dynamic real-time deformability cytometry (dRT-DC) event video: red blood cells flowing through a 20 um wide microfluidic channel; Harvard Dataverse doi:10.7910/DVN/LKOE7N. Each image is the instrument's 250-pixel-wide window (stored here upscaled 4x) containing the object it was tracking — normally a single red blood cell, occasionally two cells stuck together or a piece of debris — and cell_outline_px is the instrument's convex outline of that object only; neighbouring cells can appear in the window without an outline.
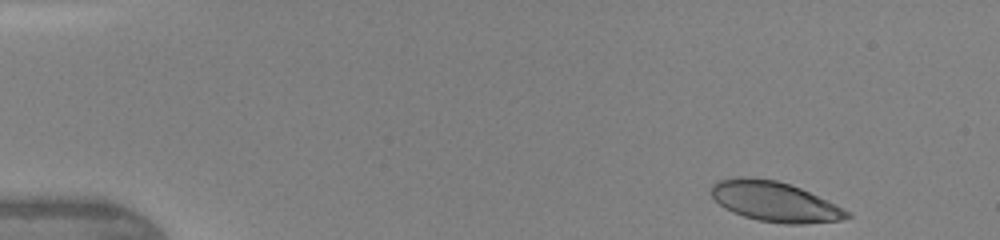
{"species": "human", "species_latin": "Homo sapiens", "temperature_condition": "warm", "stored_images_in_passage": 39, "camera_frame_rate_fps": 3000, "um_per_image_px": 0.085, "donor": {"sex": "female"}, "frame": {"image": 1, "passage_image": 1, "time_ms": 0.0, "image_size_px": [1000, 240], "cell_outline_px": [[852, 216], [840, 220], [804, 224], [784, 224], [756, 220], [732, 212], [724, 208], [712, 196], [712, 184], [720, 180], [744, 176], [776, 180], [800, 188], [836, 204], [852, 212]], "centroid_in_image_um": [65.88, 17.15], "position_along_channel_um": 19.1, "area_um2": 31.56}}
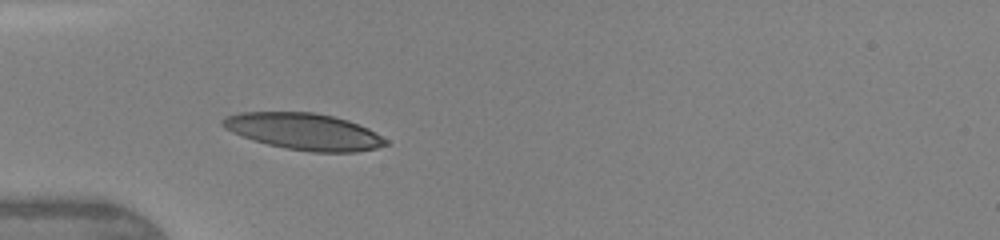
{"frame": {"image": 2, "passage_image": 11, "time_ms": 3.333, "image_size_px": [1000, 240], "cell_outline_px": [[388, 144], [376, 148], [356, 152], [312, 152], [284, 148], [252, 140], [232, 132], [224, 128], [220, 124], [220, 120], [224, 116], [240, 112], [312, 112], [332, 116], [348, 120], [368, 128], [388, 140]], "centroid_in_image_um": [25.81, 11.17], "position_along_channel_um": 59.2, "area_um2": 34.85}}
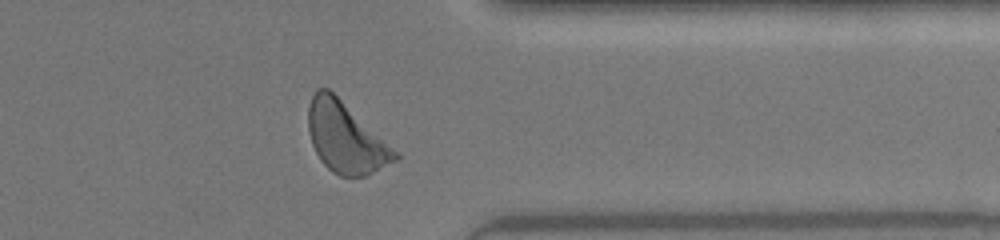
{"frame": {"image": 3, "passage_image": 34, "time_ms": 11.0, "image_size_px": [1000, 240], "cell_outline_px": [[400, 156], [396, 160], [364, 176], [340, 176], [332, 172], [320, 160], [312, 144], [308, 128], [308, 108], [312, 96], [316, 88], [328, 88], [400, 152]], "centroid_in_image_um": [29.39, 11.69], "position_along_channel_um": 382.0, "area_um2": 35.43}, "authors_computed_cell_mechanics": {"area_um2": 33.5818, "velocity_mm_per_s": 4.3514, "shape_relaxation_time_tau1_ms": 2.4335, "shape_relaxation_time_tau2_ms": 0.8451, "deformation_change_tau1": 0.137, "deformation_change_tau2": 0.0713}}